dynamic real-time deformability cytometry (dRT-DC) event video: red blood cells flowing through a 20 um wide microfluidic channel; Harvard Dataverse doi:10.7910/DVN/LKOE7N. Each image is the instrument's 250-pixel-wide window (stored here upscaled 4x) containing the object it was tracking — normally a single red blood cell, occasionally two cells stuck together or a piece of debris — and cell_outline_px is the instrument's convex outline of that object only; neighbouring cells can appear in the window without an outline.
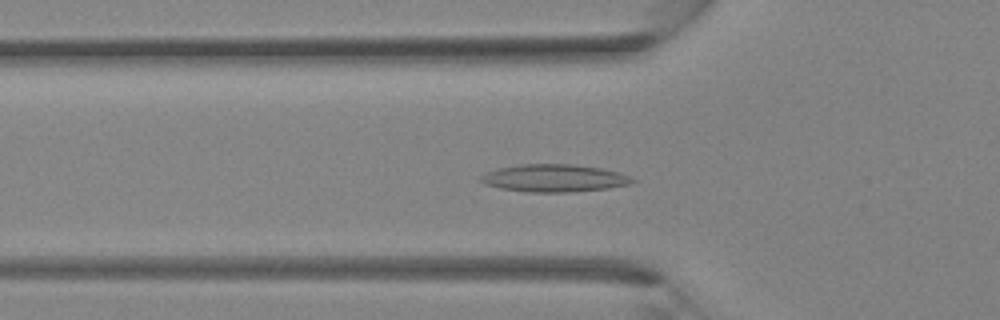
{"species": "Egyptian fruit bat (a non-hibernating species)", "species_latin": "Rousettus aegyptiacus", "temperature_condition": "room temperature", "stored_images_in_passage": 34, "camera_frame_rate_fps": 3000, "um_per_image_px": 0.085, "animal": {"sex": "female"}, "frame": {"image": 1, "passage_image": 9, "time_ms": 2.667, "image_size_px": [1000, 320], "cell_outline_px": [[636, 180], [628, 184], [608, 188], [568, 192], [528, 192], [500, 188], [484, 184], [480, 180], [480, 176], [484, 172], [500, 168], [520, 164], [572, 164], [600, 168], [620, 172]], "centroid_in_image_um": [47.07, 15.14], "position_along_channel_um": 78.7, "area_um2": 24.22}}
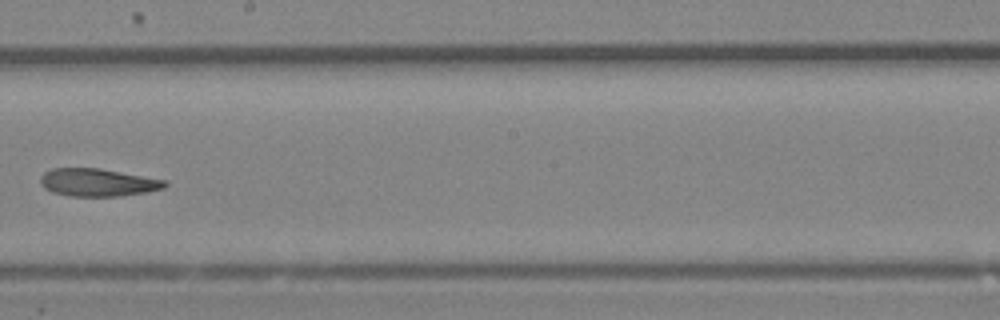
{"frame": {"image": 2, "passage_image": 18, "time_ms": 5.667, "image_size_px": [1000, 320], "cell_outline_px": [[168, 184], [164, 188], [144, 192], [120, 196], [68, 196], [52, 192], [44, 188], [40, 184], [40, 176], [44, 172], [52, 168], [100, 168], [168, 180]], "centroid_in_image_um": [8.3, 15.5], "position_along_channel_um": 239.9, "area_um2": 20.29}}
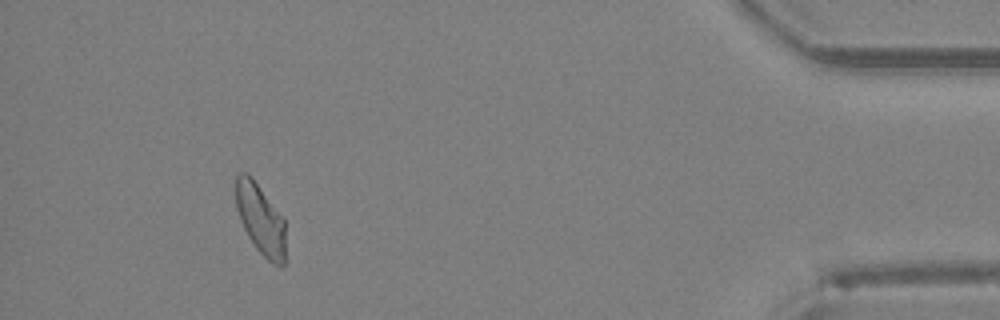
{"frame": {"image": 3, "passage_image": 31, "time_ms": 10.0, "image_size_px": [1000, 320], "cell_outline_px": [[284, 264], [280, 268], [272, 264], [256, 248], [248, 236], [240, 220], [236, 208], [236, 176], [240, 172], [248, 172], [252, 176], [284, 216]], "centroid_in_image_um": [22.15, 18.6], "position_along_channel_um": 413.1, "area_um2": 20.69}}